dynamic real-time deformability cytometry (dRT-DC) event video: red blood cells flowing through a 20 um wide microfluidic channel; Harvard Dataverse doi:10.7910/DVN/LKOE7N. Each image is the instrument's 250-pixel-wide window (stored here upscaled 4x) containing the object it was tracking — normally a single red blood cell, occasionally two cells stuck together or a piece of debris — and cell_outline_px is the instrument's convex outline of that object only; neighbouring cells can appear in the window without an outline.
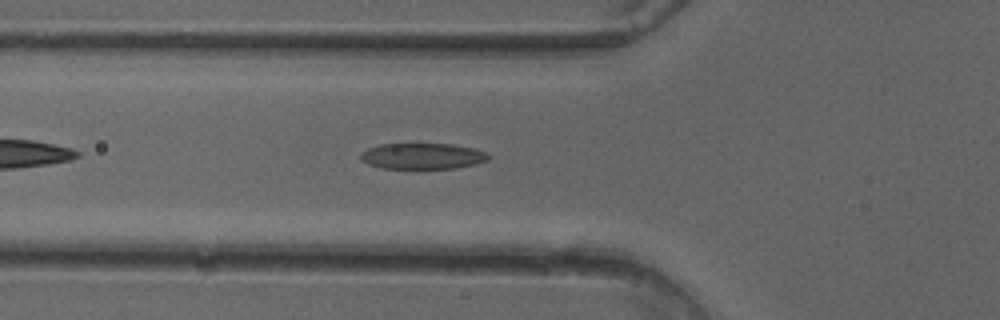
{"species": "common noctule bat (a hibernating species)", "species_latin": "Nyctalus noctula", "temperature_condition": "cold", "stored_images_in_passage": 38, "camera_frame_rate_fps": 3000, "um_per_image_px": 0.085, "animal": {"sex": "female"}, "frame": {"image": 1, "passage_image": 5, "time_ms": 1.333, "image_size_px": [1000, 320], "cell_outline_px": [[492, 156], [488, 160], [476, 164], [456, 168], [380, 168], [368, 164], [360, 160], [360, 152], [368, 148], [380, 144], [452, 144], [472, 148], [488, 152]], "centroid_in_image_um": [35.92, 13.27], "position_along_channel_um": 89.9, "area_um2": 19.48}}
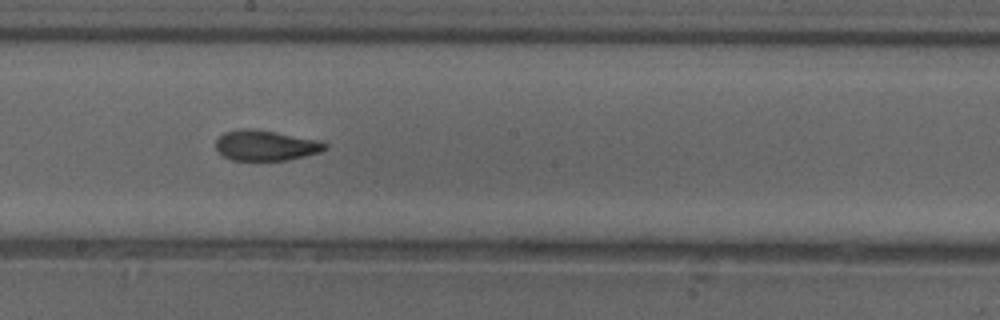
{"frame": {"image": 2, "passage_image": 15, "time_ms": 4.667, "image_size_px": [1000, 320], "cell_outline_px": [[328, 148], [320, 152], [308, 156], [288, 160], [232, 160], [224, 156], [216, 148], [216, 140], [224, 132], [240, 128], [252, 128], [324, 140], [328, 144]], "centroid_in_image_um": [22.66, 12.35], "position_along_channel_um": 225.5, "area_um2": 19.71}}
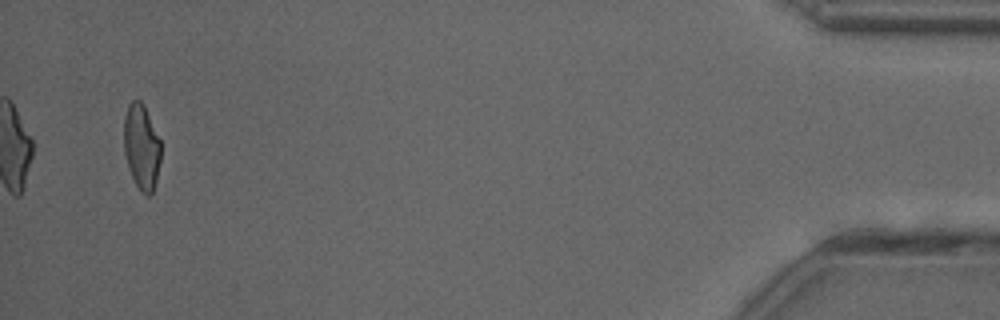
{"frame": {"image": 3, "passage_image": 36, "time_ms": 11.667, "image_size_px": [1000, 320], "cell_outline_px": [[160, 160], [156, 184], [152, 192], [148, 196], [140, 192], [132, 176], [124, 152], [124, 116], [128, 104], [132, 100], [140, 100], [144, 104], [160, 140]], "centroid_in_image_um": [12.03, 12.47], "position_along_channel_um": 423.2, "area_um2": 18.38}, "authors_computed_cell_mechanics": {"area_um2": 19.4497, "velocity_mm_per_s": 4.0424, "shape_relaxation_time_tau1_ms": 5.3472, "shape_relaxation_time_tau2_ms": 1.5113, "deformation_change_tau1": 0.18, "deformation_change_tau2": 0.0867}}